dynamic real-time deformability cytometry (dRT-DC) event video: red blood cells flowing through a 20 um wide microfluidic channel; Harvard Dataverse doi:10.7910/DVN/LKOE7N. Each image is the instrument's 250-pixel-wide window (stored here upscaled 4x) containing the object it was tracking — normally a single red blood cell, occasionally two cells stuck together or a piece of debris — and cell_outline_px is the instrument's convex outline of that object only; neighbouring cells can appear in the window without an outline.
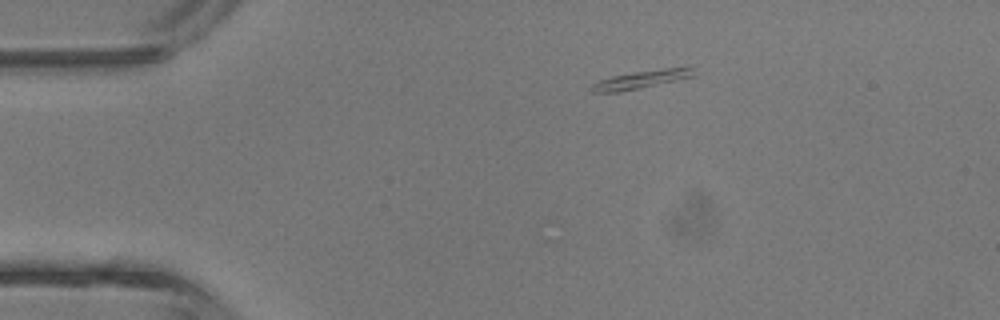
{"species": "common noctule bat (a hibernating species)", "species_latin": "Nyctalus noctula", "temperature_condition": "room temperature", "stored_images_in_passage": 2, "camera_frame_rate_fps": 3000, "um_per_image_px": 0.085, "animal": {"sex": "male", "body_mass_g": 13.3}, "frame": {"image": 1, "passage_image": 1, "time_ms": 0.0, "image_size_px": [1000, 320], "cell_outline_px": [[692, 76], [620, 92], [592, 92], [588, 88], [592, 84], [600, 80], [612, 76], [636, 72], [664, 68], [692, 68]], "centroid_in_image_um": [54.35, 6.77], "position_along_channel_um": 30.7, "area_um2": 10.17}}